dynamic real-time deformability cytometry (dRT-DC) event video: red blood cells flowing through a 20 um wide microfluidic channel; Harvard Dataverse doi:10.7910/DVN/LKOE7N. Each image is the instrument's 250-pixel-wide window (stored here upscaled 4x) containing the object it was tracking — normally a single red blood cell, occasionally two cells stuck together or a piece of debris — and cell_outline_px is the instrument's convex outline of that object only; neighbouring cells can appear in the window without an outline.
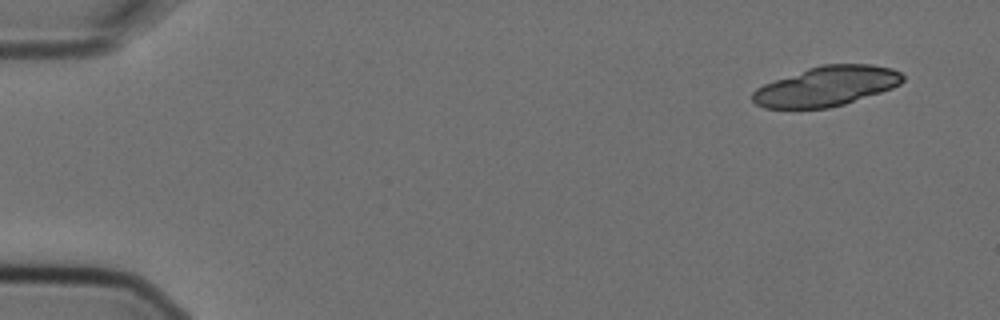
{"species": "Egyptian fruit bat (a non-hibernating species)", "species_latin": "Rousettus aegyptiacus", "temperature_condition": "cold", "stored_images_in_passage": 4, "camera_frame_rate_fps": 3000, "um_per_image_px": 0.085, "animal": {"sex": "female"}, "frame": {"image": 1, "passage_image": 1, "time_ms": 0.0, "image_size_px": [1000, 320], "cell_outline_px": [[904, 80], [900, 84], [892, 88], [844, 104], [828, 108], [764, 108], [756, 104], [752, 100], [752, 92], [756, 88], [764, 84], [808, 68], [820, 64], [872, 64], [892, 68], [900, 72], [904, 76]], "centroid_in_image_um": [70.26, 7.32], "position_along_channel_um": 14.7, "area_um2": 34.68}}